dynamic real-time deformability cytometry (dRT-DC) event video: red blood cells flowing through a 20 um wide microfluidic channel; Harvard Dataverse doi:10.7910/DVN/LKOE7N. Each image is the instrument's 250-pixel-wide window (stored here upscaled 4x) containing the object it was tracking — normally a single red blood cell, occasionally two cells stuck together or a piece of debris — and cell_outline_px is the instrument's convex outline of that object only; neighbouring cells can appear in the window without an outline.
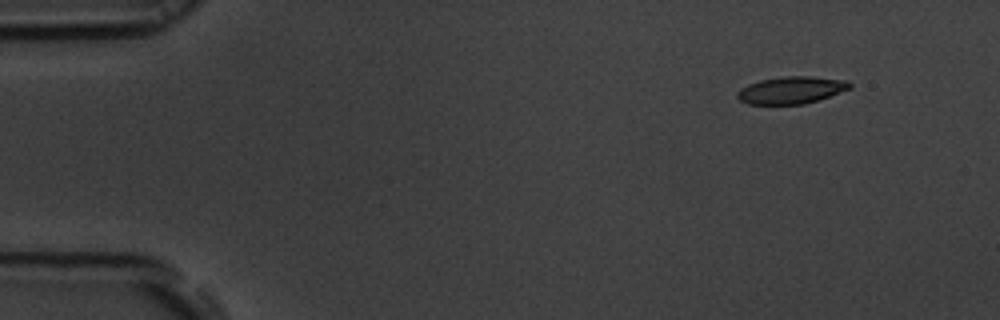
{"species": "common noctule bat (a hibernating species)", "species_latin": "Nyctalus noctula", "temperature_condition": "room temperature", "stored_images_in_passage": 51, "camera_frame_rate_fps": 3000, "um_per_image_px": 0.085, "animal": {"sex": "male", "body_mass_g": 19.5, "forearm_length_mm": 54.6}, "frame": {"image": 1, "passage_image": 1, "time_ms": 0.0, "image_size_px": [1000, 320], "cell_outline_px": [[852, 88], [820, 100], [804, 104], [748, 104], [740, 100], [736, 96], [736, 92], [740, 88], [748, 84], [760, 80], [784, 76], [812, 76], [848, 80], [852, 84]], "centroid_in_image_um": [67.29, 7.65], "position_along_channel_um": 17.7, "area_um2": 18.09}}
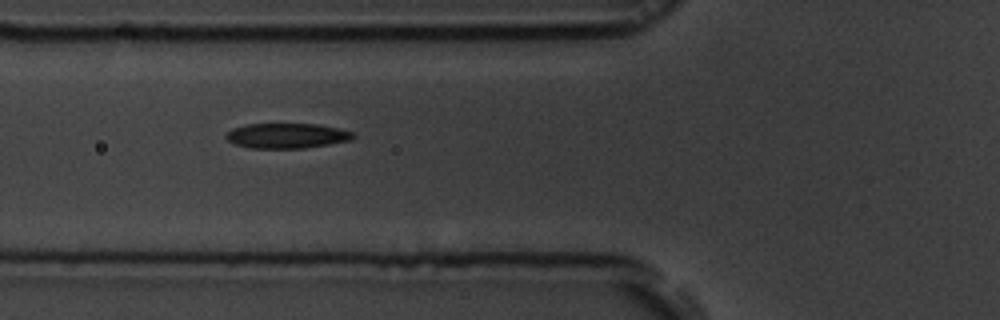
{"frame": {"image": 2, "passage_image": 16, "time_ms": 5.0, "image_size_px": [1000, 320], "cell_outline_px": [[356, 136], [352, 140], [304, 148], [252, 148], [236, 144], [228, 140], [224, 136], [232, 128], [244, 124], [316, 124], [340, 128], [352, 132]], "centroid_in_image_um": [24.39, 11.53], "position_along_channel_um": 101.4, "area_um2": 18.55}}
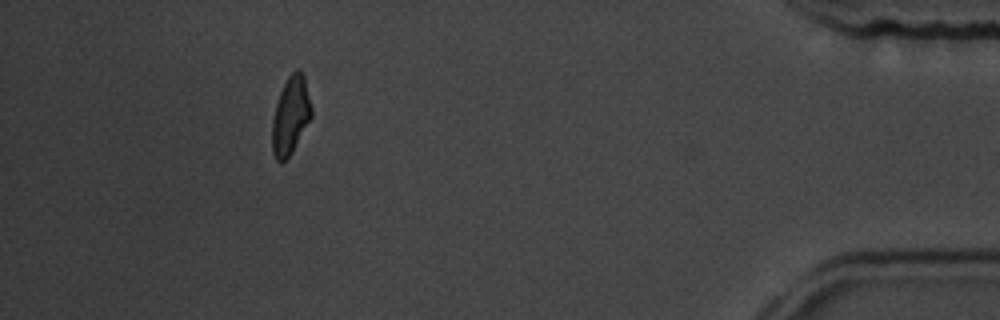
{"frame": {"image": 3, "passage_image": 46, "time_ms": 15.0, "image_size_px": [1000, 320], "cell_outline_px": [[312, 116], [292, 152], [284, 160], [276, 160], [272, 152], [272, 120], [276, 104], [280, 92], [288, 76], [296, 68], [304, 76], [312, 108]], "centroid_in_image_um": [24.7, 9.81], "position_along_channel_um": 410.5, "area_um2": 17.57}, "authors_computed_cell_mechanics": {"area_um2": 18.5538, "velocity_mm_per_s": 3.6723, "shape_relaxation_time_tau1_ms": 3.9572, "shape_relaxation_time_tau2_ms": 5.5622, "deformation_change_tau1": 0.1443, "deformation_change_tau2": 0.1053}}